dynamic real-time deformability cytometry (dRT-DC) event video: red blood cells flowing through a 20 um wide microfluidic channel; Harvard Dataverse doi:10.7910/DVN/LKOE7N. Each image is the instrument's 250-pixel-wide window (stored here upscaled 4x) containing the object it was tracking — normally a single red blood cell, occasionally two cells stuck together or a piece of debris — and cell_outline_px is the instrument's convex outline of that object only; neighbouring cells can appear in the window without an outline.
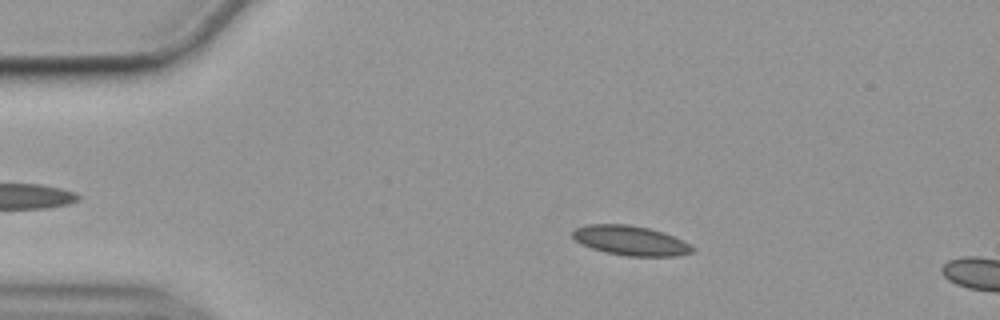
{"species": "common noctule bat (a hibernating species)", "species_latin": "Nyctalus noctula", "temperature_condition": "cold", "stored_images_in_passage": 13, "camera_frame_rate_fps": 3000, "um_per_image_px": 0.085, "animal": {"sex": "female", "body_mass_g": 19.9}, "frame": {"image": 1, "passage_image": 10, "time_ms": 3.0, "image_size_px": [1000, 320], "cell_outline_px": [[696, 248], [692, 252], [680, 256], [628, 256], [604, 252], [580, 244], [572, 236], [572, 232], [576, 228], [588, 224], [628, 224], [648, 228], [664, 232]], "centroid_in_image_um": [53.58, 20.45], "position_along_channel_um": 31.4, "area_um2": 20.63}}